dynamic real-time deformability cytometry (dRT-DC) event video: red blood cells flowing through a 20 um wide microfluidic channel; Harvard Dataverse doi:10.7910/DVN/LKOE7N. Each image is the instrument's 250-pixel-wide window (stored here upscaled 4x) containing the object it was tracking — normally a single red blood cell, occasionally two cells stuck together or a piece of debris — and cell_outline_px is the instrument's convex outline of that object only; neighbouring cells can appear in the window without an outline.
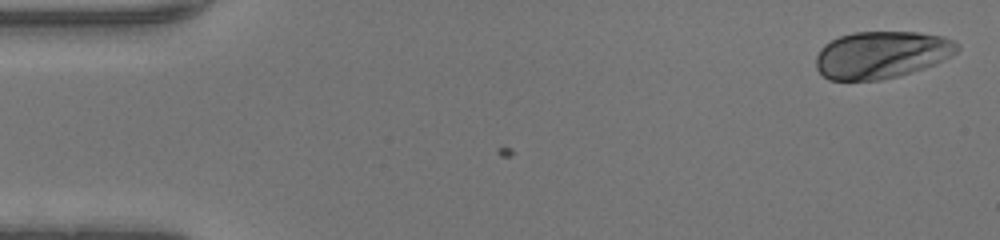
{"species": "human", "species_latin": "Homo sapiens", "temperature_condition": "warm", "stored_images_in_passage": 45, "camera_frame_rate_fps": 3000, "um_per_image_px": 0.085, "donor": {"sex": "male"}, "frame": {"image": 1, "passage_image": 1, "time_ms": 0.0, "image_size_px": [1000, 240], "cell_outline_px": [[960, 48], [956, 52], [936, 64], [924, 68], [896, 76], [880, 80], [828, 80], [816, 68], [816, 56], [820, 48], [824, 44], [840, 36], [852, 32], [916, 32], [944, 36], [960, 44]], "centroid_in_image_um": [74.92, 4.65], "position_along_channel_um": 10.1, "area_um2": 38.9}}
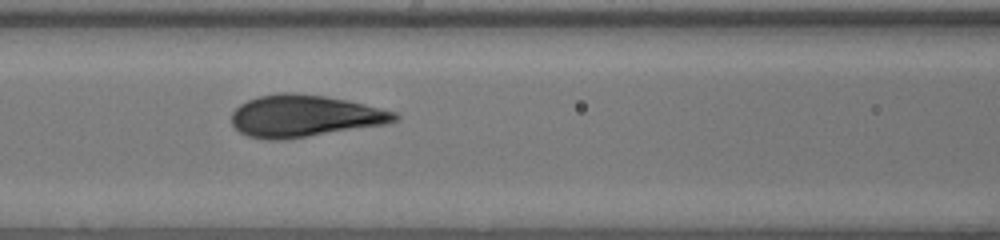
{"frame": {"image": 2, "passage_image": 19, "time_ms": 6.0, "image_size_px": [1000, 240], "cell_outline_px": [[400, 116], [396, 120], [384, 124], [304, 136], [276, 140], [268, 140], [248, 136], [240, 132], [232, 124], [232, 112], [240, 104], [248, 100], [260, 96], [280, 92], [292, 92], [324, 96], [348, 100], [396, 112]], "centroid_in_image_um": [25.85, 9.84], "position_along_channel_um": 140.8, "area_um2": 39.25}}
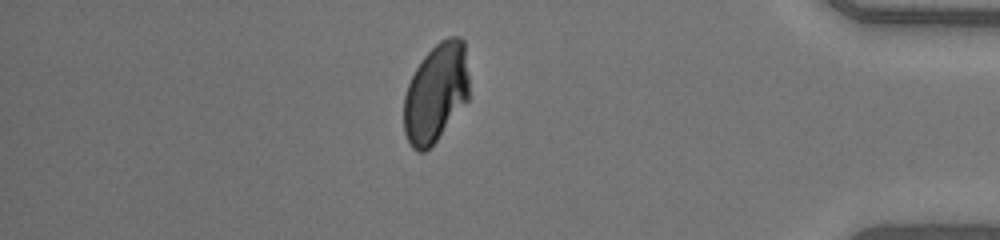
{"frame": {"image": 3, "passage_image": 39, "time_ms": 12.667, "image_size_px": [1000, 240], "cell_outline_px": [[468, 100], [436, 140], [424, 152], [416, 152], [412, 148], [404, 132], [404, 96], [408, 84], [416, 68], [424, 56], [440, 40], [448, 36], [460, 36], [464, 40], [468, 76]], "centroid_in_image_um": [37.05, 7.88], "position_along_channel_um": 398.2, "area_um2": 37.4}}